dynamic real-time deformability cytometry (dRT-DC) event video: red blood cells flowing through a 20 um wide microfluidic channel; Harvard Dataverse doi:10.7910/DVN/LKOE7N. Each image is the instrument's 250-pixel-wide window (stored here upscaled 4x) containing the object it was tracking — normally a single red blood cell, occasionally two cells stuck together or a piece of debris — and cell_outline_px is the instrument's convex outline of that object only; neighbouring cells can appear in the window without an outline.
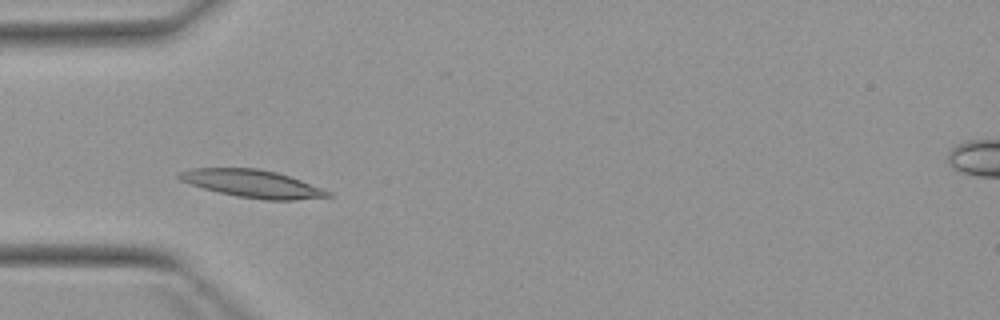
{"species": "Egyptian fruit bat (a non-hibernating species)", "species_latin": "Rousettus aegyptiacus", "temperature_condition": "warm", "stored_images_in_passage": 3, "camera_frame_rate_fps": 3000, "um_per_image_px": 0.085, "animal": {"sex": "female"}, "frame": {"image": 1, "passage_image": 3, "time_ms": 3.0, "image_size_px": [1000, 320], "cell_outline_px": [[332, 196], [296, 200], [264, 200], [236, 196], [204, 188], [180, 180], [176, 176], [176, 172], [192, 168], [256, 168], [276, 172], [300, 180], [332, 192]], "centroid_in_image_um": [21.44, 15.61], "position_along_channel_um": 63.6, "area_um2": 23.81}}